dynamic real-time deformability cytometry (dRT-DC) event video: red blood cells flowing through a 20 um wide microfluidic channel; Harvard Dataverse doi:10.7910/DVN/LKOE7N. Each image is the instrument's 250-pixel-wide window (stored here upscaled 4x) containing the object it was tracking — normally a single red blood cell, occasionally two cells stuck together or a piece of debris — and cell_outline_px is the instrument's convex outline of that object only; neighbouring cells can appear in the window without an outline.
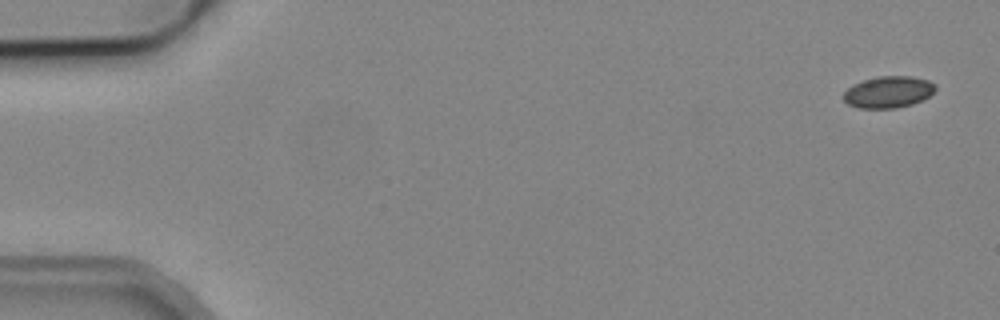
{"species": "common noctule bat (a hibernating species)", "species_latin": "Nyctalus noctula", "temperature_condition": "cold", "stored_images_in_passage": 4, "camera_frame_rate_fps": 3000, "um_per_image_px": 0.085, "animal": {"sex": "male", "body_mass_g": 19.2, "forearm_length_mm": 51.8}, "frame": {"image": 1, "passage_image": 1, "time_ms": 0.0, "image_size_px": [1000, 320], "cell_outline_px": [[936, 88], [928, 96], [912, 104], [896, 108], [860, 108], [848, 104], [844, 100], [844, 92], [852, 84], [864, 80], [880, 76], [912, 76], [928, 80], [936, 84]], "centroid_in_image_um": [75.5, 7.81], "position_along_channel_um": 9.5, "area_um2": 16.82}}